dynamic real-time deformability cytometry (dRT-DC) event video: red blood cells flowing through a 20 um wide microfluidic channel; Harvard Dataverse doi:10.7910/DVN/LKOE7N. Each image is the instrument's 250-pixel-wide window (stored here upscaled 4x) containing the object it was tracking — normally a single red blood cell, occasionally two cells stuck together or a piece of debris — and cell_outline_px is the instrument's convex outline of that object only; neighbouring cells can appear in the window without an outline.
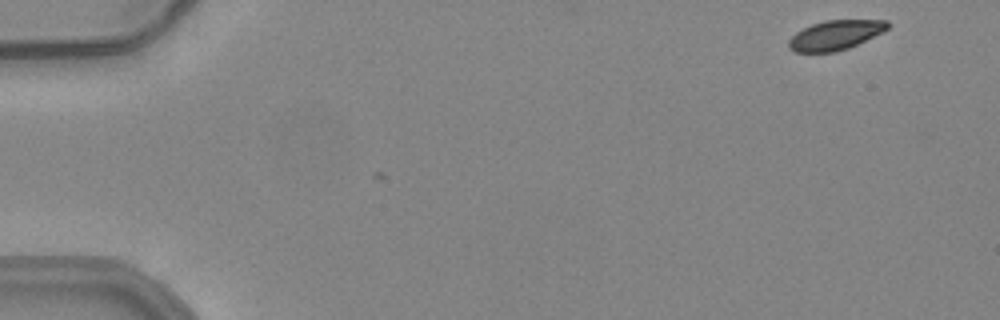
{"species": "common noctule bat (a hibernating species)", "species_latin": "Nyctalus noctula", "temperature_condition": "warm", "stored_images_in_passage": 4, "camera_frame_rate_fps": 3000, "um_per_image_px": 0.085, "animal": {"sex": "female", "body_mass_g": 24.6, "forearm_length_mm": 56.2}, "frame": {"image": 1, "passage_image": 1, "time_ms": 0.0, "image_size_px": [1000, 320], "cell_outline_px": [[888, 28], [848, 48], [836, 52], [796, 52], [788, 48], [788, 40], [796, 32], [812, 24], [824, 20], [888, 20]], "centroid_in_image_um": [70.94, 2.98], "position_along_channel_um": 14.1, "area_um2": 16.76}}